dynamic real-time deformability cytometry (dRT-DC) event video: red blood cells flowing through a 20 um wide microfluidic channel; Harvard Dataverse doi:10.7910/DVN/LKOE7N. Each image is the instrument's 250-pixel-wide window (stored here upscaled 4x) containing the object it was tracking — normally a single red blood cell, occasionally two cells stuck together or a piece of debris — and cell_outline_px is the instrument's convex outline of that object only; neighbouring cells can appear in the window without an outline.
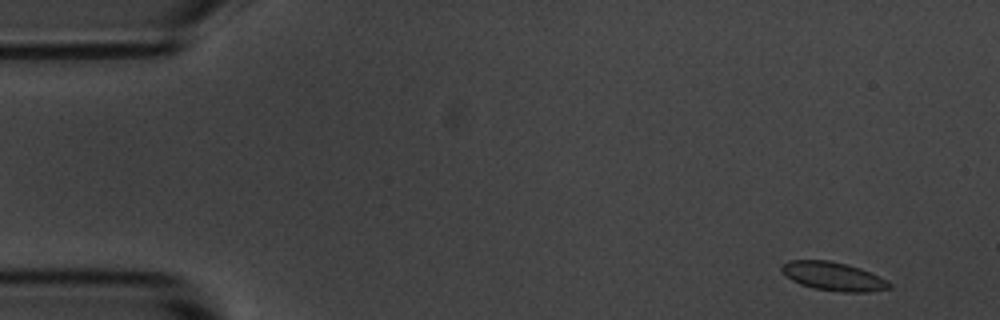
{"species": "common noctule bat (a hibernating species)", "species_latin": "Nyctalus noctula", "temperature_condition": "room temperature", "stored_images_in_passage": 6, "camera_frame_rate_fps": 3000, "um_per_image_px": 0.085, "animal": {"sex": "male", "body_mass_g": 20.1, "forearm_length_mm": 53.5}, "frame": {"image": 1, "passage_image": 1, "time_ms": 0.0, "image_size_px": [1000, 320], "cell_outline_px": [[892, 288], [868, 292], [844, 292], [812, 288], [800, 284], [792, 280], [780, 268], [780, 264], [788, 260], [828, 260], [848, 264], [860, 268], [892, 284]], "centroid_in_image_um": [70.8, 23.48], "position_along_channel_um": 14.2, "area_um2": 17.8}}
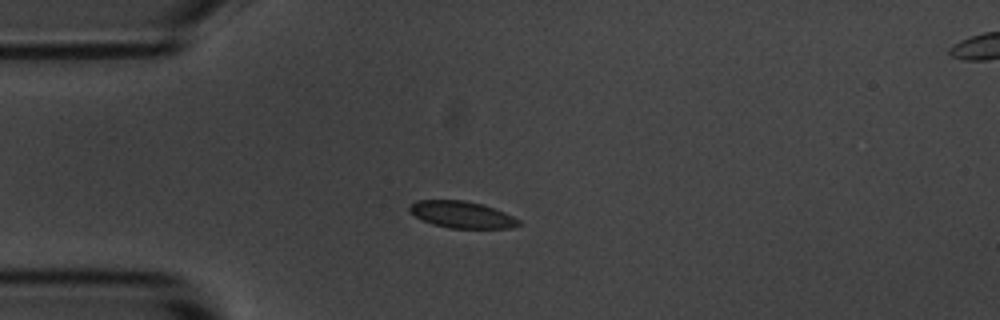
{"frame": {"image": 2, "passage_image": 4, "time_ms": 3.333, "image_size_px": [1000, 320], "cell_outline_px": [[520, 224], [512, 228], [448, 228], [432, 224], [408, 212], [408, 204], [416, 200], [464, 200], [484, 204], [504, 212], [520, 220]], "centroid_in_image_um": [39.22, 18.23], "position_along_channel_um": 45.8, "area_um2": 17.17}}